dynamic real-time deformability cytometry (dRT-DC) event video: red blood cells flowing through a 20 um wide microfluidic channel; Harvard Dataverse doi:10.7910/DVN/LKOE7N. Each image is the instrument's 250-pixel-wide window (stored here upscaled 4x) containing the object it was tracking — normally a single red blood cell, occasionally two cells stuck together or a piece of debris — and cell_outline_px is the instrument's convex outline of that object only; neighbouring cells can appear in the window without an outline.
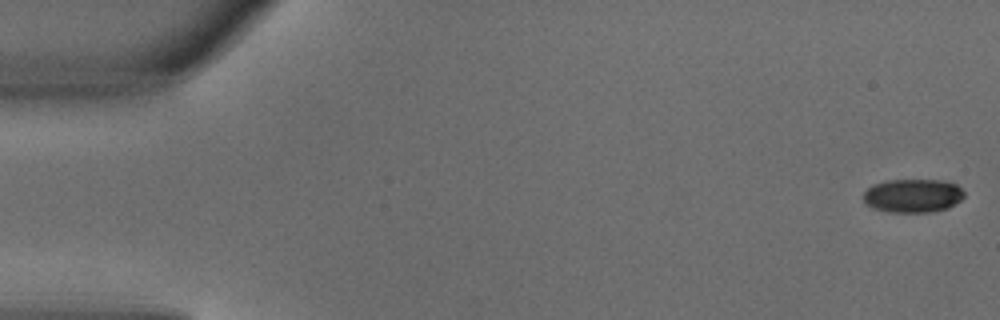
{"species": "common noctule bat (a hibernating species)", "species_latin": "Nyctalus noctula", "temperature_condition": "warm", "stored_images_in_passage": 4, "camera_frame_rate_fps": 3000, "um_per_image_px": 0.085, "animal": {"sex": "male", "body_mass_g": 18.8}, "frame": {"image": 1, "passage_image": 1, "time_ms": 0.0, "image_size_px": [1000, 320], "cell_outline_px": [[964, 196], [960, 200], [948, 208], [932, 212], [888, 212], [872, 208], [864, 204], [864, 192], [872, 184], [884, 180], [944, 180], [956, 184], [964, 192]], "centroid_in_image_um": [77.56, 16.63], "position_along_channel_um": 7.4, "area_um2": 19.94}}
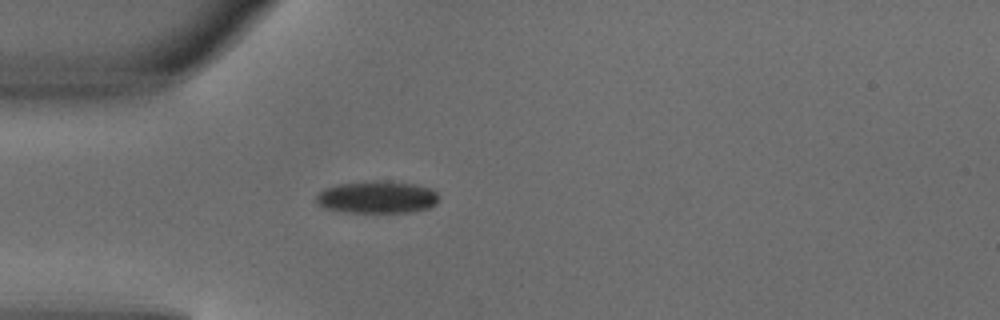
{"frame": {"image": 2, "passage_image": 4, "time_ms": 1.0, "image_size_px": [1000, 320], "cell_outline_px": [[440, 200], [436, 204], [428, 208], [408, 212], [344, 212], [324, 208], [316, 204], [316, 196], [324, 188], [340, 184], [376, 180], [384, 180], [416, 184], [432, 188], [440, 196]], "centroid_in_image_um": [32.08, 16.75], "position_along_channel_um": 52.9, "area_um2": 23.35}}